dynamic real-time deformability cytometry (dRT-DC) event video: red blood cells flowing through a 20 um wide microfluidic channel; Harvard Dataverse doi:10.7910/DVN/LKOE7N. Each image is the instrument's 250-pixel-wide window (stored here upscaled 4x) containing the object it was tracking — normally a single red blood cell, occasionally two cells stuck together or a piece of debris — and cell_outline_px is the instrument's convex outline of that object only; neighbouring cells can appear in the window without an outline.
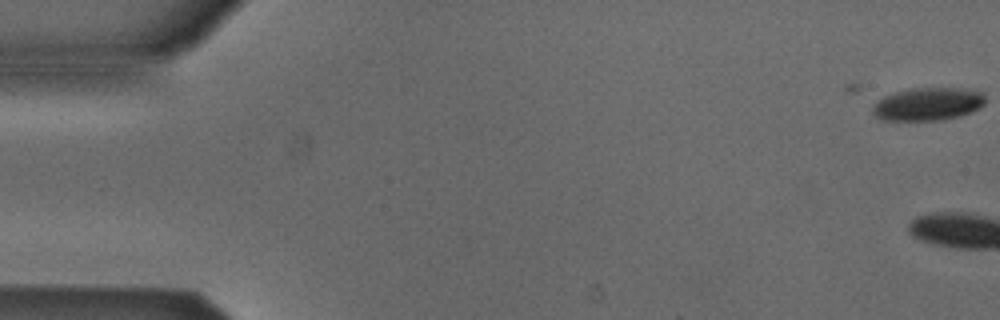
{"species": "Egyptian fruit bat (a non-hibernating species)", "species_latin": "Rousettus aegyptiacus", "temperature_condition": "cold", "stored_images_in_passage": 3, "camera_frame_rate_fps": 3000, "um_per_image_px": 0.085, "animal": {"sex": "male"}, "frame": {"image": 1, "passage_image": 3, "time_ms": 0.667, "image_size_px": [1000, 320], "cell_outline_px": [[984, 104], [980, 108], [972, 112], [960, 116], [944, 120], [884, 120], [876, 116], [872, 112], [872, 104], [884, 96], [896, 92], [912, 88], [956, 88], [984, 92]], "centroid_in_image_um": [78.88, 8.85], "position_along_channel_um": 6.1, "area_um2": 21.68}}